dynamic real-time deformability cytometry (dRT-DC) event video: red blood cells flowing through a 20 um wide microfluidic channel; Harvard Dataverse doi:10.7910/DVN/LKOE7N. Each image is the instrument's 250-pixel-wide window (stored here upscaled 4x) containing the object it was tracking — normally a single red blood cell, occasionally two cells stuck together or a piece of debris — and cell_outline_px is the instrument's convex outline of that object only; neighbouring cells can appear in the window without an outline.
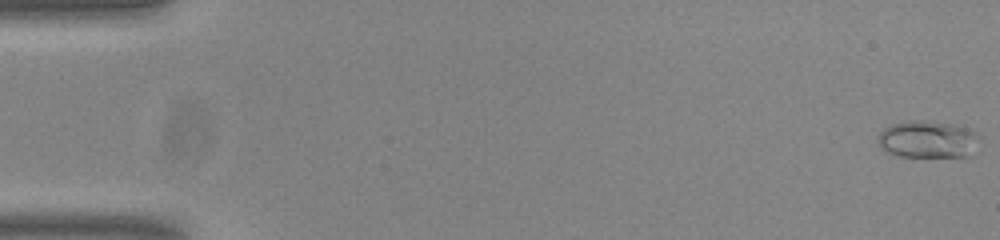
{"species": "common noctule bat (a hibernating species)", "species_latin": "Nyctalus noctula", "temperature_condition": "room temperature", "stored_images_in_passage": 13, "camera_frame_rate_fps": 3000, "um_per_image_px": 0.085, "animal": {"sex": "male", "body_mass_g": 20.0, "forearm_length_mm": 53.3}, "frame": {"image": 1, "passage_image": 1, "time_ms": 0.0, "image_size_px": [1000, 240], "cell_outline_px": [[980, 136], [972, 156], [964, 160], [900, 156], [888, 152], [880, 148], [880, 132], [884, 128], [892, 124], [908, 120], [924, 120], [952, 124], [968, 128]], "centroid_in_image_um": [78.96, 11.91], "position_along_channel_um": 6.0, "area_um2": 22.95}}